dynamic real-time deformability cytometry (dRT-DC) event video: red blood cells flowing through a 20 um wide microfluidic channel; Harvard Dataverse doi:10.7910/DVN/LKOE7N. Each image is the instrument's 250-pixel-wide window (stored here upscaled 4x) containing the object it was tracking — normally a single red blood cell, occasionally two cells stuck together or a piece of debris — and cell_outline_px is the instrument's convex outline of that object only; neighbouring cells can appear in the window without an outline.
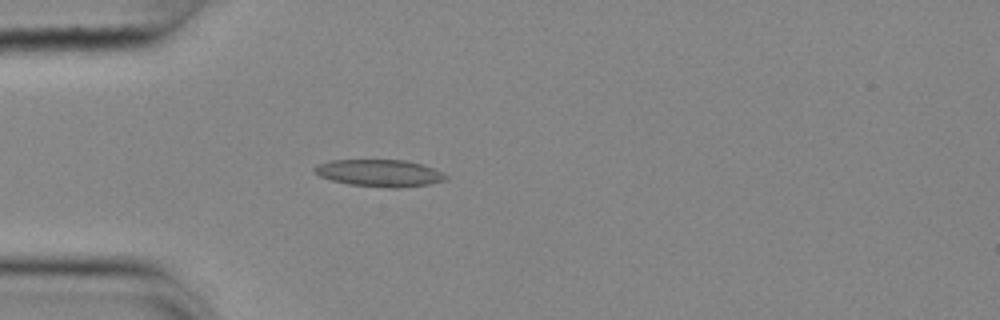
{"species": "common noctule bat (a hibernating species)", "species_latin": "Nyctalus noctula", "temperature_condition": "cold", "stored_images_in_passage": 55, "camera_frame_rate_fps": 3000, "um_per_image_px": 0.085, "animal": {"sex": "female", "body_mass_g": 25.1}, "frame": {"image": 1, "passage_image": 16, "time_ms": 5.0, "image_size_px": [1000, 320], "cell_outline_px": [[448, 176], [444, 180], [428, 184], [400, 188], [384, 188], [348, 184], [332, 180], [320, 176], [312, 168], [316, 164], [332, 160], [404, 160], [420, 164], [444, 172]], "centroid_in_image_um": [32.24, 14.71], "position_along_channel_um": 52.8, "area_um2": 20.69}}
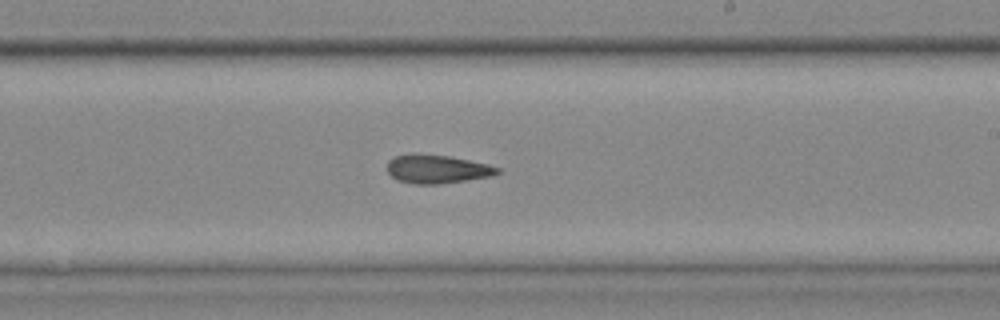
{"frame": {"image": 2, "passage_image": 33, "time_ms": 10.667, "image_size_px": [1000, 320], "cell_outline_px": [[500, 172], [492, 176], [436, 184], [416, 184], [396, 180], [388, 172], [388, 160], [396, 156], [412, 152], [416, 152], [448, 156], [488, 164], [500, 168]], "centroid_in_image_um": [37.12, 14.35], "position_along_channel_um": 251.9, "area_um2": 18.38}}
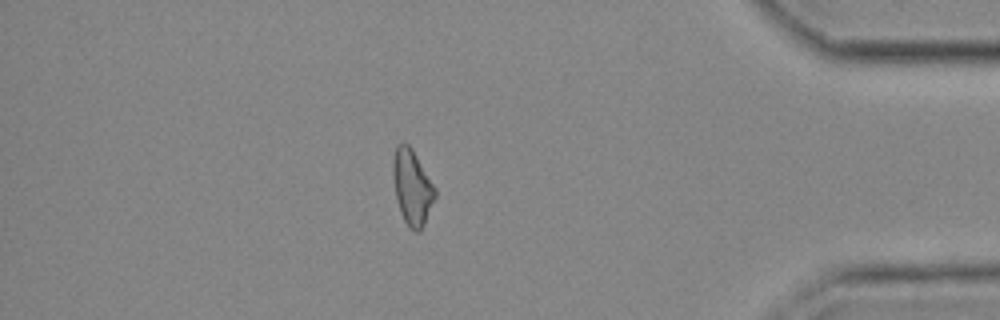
{"frame": {"image": 3, "passage_image": 48, "time_ms": 15.667, "image_size_px": [1000, 320], "cell_outline_px": [[436, 196], [424, 224], [420, 232], [416, 232], [408, 228], [400, 212], [396, 200], [392, 172], [392, 160], [396, 144], [408, 144], [412, 148], [436, 188]], "centroid_in_image_um": [35.02, 15.92], "position_along_channel_um": 400.2, "area_um2": 18.61}, "authors_computed_cell_mechanics": {"area_um2": 18.9006, "velocity_mm_per_s": 3.6791, "shape_relaxation_time_tau1_ms": 6.42, "shape_relaxation_time_tau2_ms": 5.7857, "deformation_change_tau1": 0.1316, "deformation_change_tau2": 0.1586}}